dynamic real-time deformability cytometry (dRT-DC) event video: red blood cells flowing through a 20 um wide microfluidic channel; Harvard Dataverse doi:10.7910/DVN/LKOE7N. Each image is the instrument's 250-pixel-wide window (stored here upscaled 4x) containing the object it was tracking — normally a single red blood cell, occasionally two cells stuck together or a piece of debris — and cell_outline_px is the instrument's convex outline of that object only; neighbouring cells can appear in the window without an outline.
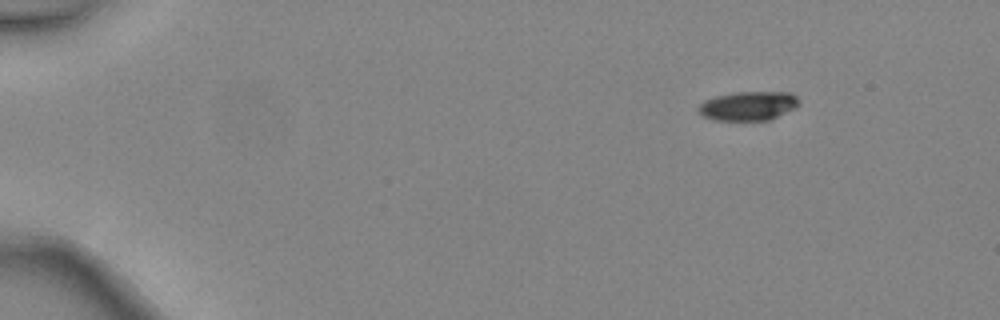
{"species": "common noctule bat (a hibernating species)", "species_latin": "Nyctalus noctula", "temperature_condition": "warm", "stored_images_in_passage": 3, "segment_of_instrument_passage": [1, 2], "camera_frame_rate_fps": 3000, "um_per_image_px": 0.085, "animal": {"sex": "female", "body_mass_g": 24.6, "forearm_length_mm": 56.2}, "frame": {"image": 1, "passage_image": 1, "time_ms": 0.0, "image_size_px": [1000, 320], "cell_outline_px": [[800, 104], [796, 108], [768, 120], [712, 120], [704, 116], [696, 108], [704, 100], [716, 96], [736, 92], [792, 92], [800, 100]], "centroid_in_image_um": [63.63, 8.99], "position_along_channel_um": 21.4, "area_um2": 17.11}}